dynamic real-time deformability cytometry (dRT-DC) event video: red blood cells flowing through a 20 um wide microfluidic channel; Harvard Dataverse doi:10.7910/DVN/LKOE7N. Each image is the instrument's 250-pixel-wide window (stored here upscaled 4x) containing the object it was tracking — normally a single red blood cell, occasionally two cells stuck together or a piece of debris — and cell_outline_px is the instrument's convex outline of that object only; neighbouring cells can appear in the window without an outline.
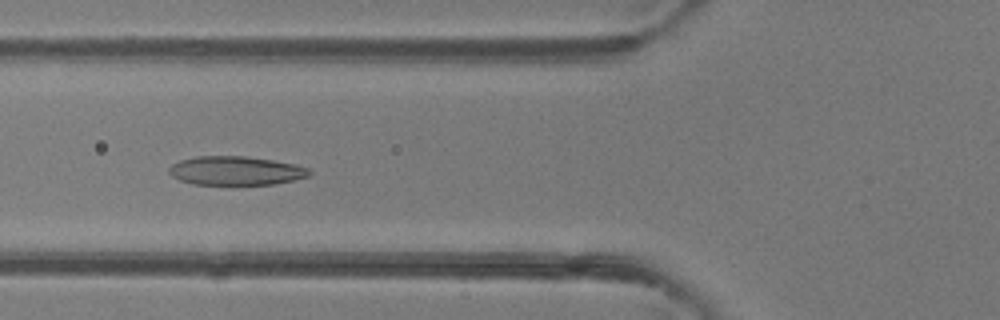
{"species": "common noctule bat (a hibernating species)", "species_latin": "Nyctalus noctula", "temperature_condition": "room temperature", "stored_images_in_passage": 42, "camera_frame_rate_fps": 3000, "um_per_image_px": 0.085, "animal": {"sex": "female"}, "frame": {"image": 1, "passage_image": 13, "time_ms": 4.0, "image_size_px": [1000, 320], "cell_outline_px": [[312, 172], [308, 176], [276, 184], [192, 184], [180, 180], [172, 176], [168, 172], [168, 168], [172, 164], [180, 160], [196, 156], [244, 156], [272, 160], [296, 164], [308, 168]], "centroid_in_image_um": [20.02, 14.5], "position_along_channel_um": 105.8, "area_um2": 23.52}}
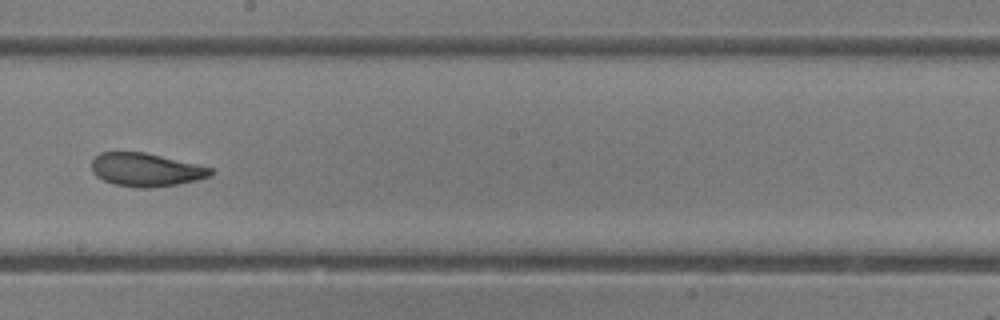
{"frame": {"image": 2, "passage_image": 22, "time_ms": 7.0, "image_size_px": [1000, 320], "cell_outline_px": [[212, 176], [196, 180], [176, 184], [148, 188], [140, 188], [116, 184], [104, 180], [96, 176], [92, 172], [92, 160], [100, 152], [144, 152], [196, 164], [212, 168]], "centroid_in_image_um": [12.39, 14.42], "position_along_channel_um": 235.8, "area_um2": 22.83}}
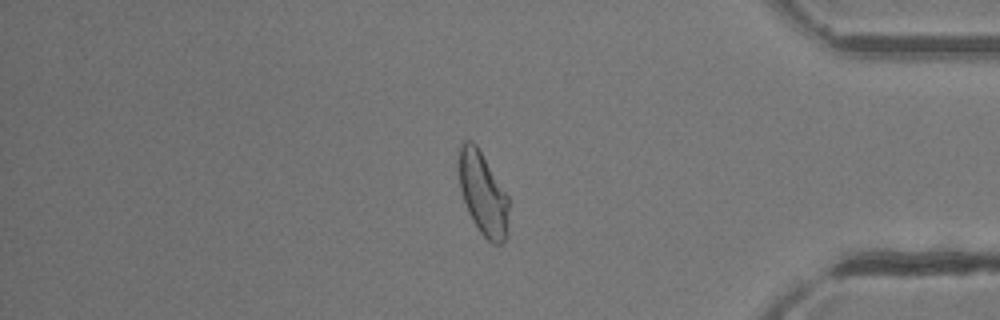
{"frame": {"image": 3, "passage_image": 35, "time_ms": 11.333, "image_size_px": [1000, 320], "cell_outline_px": [[508, 236], [500, 244], [492, 244], [480, 232], [472, 220], [468, 212], [460, 188], [460, 144], [464, 140], [472, 140], [476, 144], [508, 196]], "centroid_in_image_um": [41.07, 16.5], "position_along_channel_um": 394.1, "area_um2": 23.87}, "authors_computed_cell_mechanics": {"area_um2": 24.5072, "velocity_mm_per_s": 4.3266, "shape_relaxation_time_tau1_ms": 8.4258, "shape_relaxation_time_tau2_ms": 1.7735, "deformation_change_tau1": 0.2153, "deformation_change_tau2": 0.0936}}